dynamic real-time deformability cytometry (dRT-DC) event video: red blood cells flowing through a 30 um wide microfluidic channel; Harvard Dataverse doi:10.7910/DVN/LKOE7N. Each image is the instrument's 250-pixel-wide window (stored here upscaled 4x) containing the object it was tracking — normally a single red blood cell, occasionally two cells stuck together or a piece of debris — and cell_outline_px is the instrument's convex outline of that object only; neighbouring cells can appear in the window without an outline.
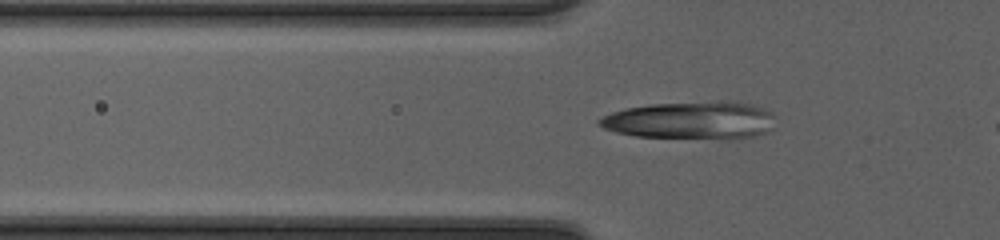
{"species": "common noctule bat (a hibernating species)", "species_latin": "Nyctalus noctula", "temperature_condition": "cold", "stored_images_in_passage": 35, "camera_frame_rate_fps": 3000, "um_per_image_px": 0.085, "animal": {"sex": "female", "body_mass_g": 20.0, "forearm_length_mm": 54.0}, "frame": {"image": 1, "passage_image": 4, "time_ms": 1.0, "image_size_px": [1000, 240], "cell_outline_px": [[768, 116], [760, 132], [752, 136], [636, 136], [616, 132], [604, 128], [596, 124], [596, 120], [612, 112], [628, 108], [652, 104], [748, 104], [764, 112]], "centroid_in_image_um": [58.33, 10.23], "position_along_channel_um": 67.5, "area_um2": 34.39}}
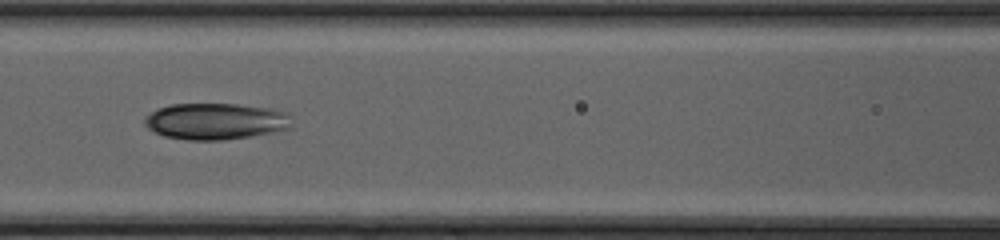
{"frame": {"image": 2, "passage_image": 10, "time_ms": 3.0, "image_size_px": [1000, 240], "cell_outline_px": [[288, 128], [248, 136], [224, 140], [188, 140], [164, 136], [148, 128], [144, 124], [144, 120], [152, 112], [160, 108], [172, 104], [236, 104], [272, 108], [280, 112], [284, 116]], "centroid_in_image_um": [18.2, 10.31], "position_along_channel_um": 148.4, "area_um2": 30.23}}
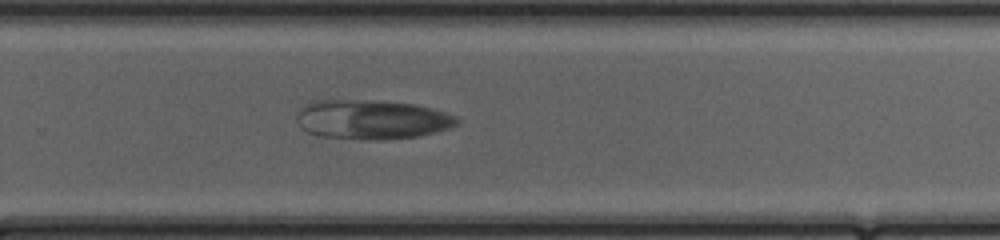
{"frame": {"image": 3, "passage_image": 21, "time_ms": 6.667, "image_size_px": [1000, 240], "cell_outline_px": [[456, 124], [448, 128], [416, 136], [384, 140], [364, 140], [324, 136], [308, 132], [300, 124], [296, 116], [300, 108], [312, 100], [372, 100], [412, 104], [444, 112], [452, 116], [456, 120]], "centroid_in_image_um": [31.52, 10.16], "position_along_channel_um": 298.3, "area_um2": 36.13}}